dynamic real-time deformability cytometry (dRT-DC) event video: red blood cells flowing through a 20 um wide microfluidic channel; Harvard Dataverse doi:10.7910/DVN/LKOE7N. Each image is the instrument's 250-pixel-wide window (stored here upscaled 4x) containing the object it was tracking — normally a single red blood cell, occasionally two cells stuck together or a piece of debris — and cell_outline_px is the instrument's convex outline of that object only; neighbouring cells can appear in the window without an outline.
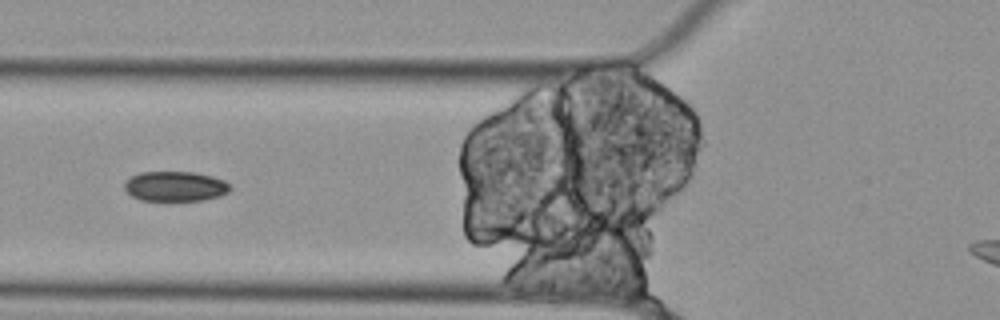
{"species": "Egyptian fruit bat (a non-hibernating species)", "species_latin": "Rousettus aegyptiacus", "temperature_condition": "cold", "stored_images_in_passage": 6, "camera_frame_rate_fps": 3000, "um_per_image_px": 0.085, "animal": {"sex": "female"}, "frame": {"image": 1, "passage_image": 4, "time_ms": 1.0, "image_size_px": [1000, 320], "cell_outline_px": [[232, 188], [228, 192], [220, 196], [200, 200], [140, 200], [132, 196], [124, 188], [124, 184], [132, 176], [140, 172], [192, 172], [212, 176], [224, 180]], "centroid_in_image_um": [14.9, 15.83], "position_along_channel_um": 110.9, "area_um2": 18.26}}